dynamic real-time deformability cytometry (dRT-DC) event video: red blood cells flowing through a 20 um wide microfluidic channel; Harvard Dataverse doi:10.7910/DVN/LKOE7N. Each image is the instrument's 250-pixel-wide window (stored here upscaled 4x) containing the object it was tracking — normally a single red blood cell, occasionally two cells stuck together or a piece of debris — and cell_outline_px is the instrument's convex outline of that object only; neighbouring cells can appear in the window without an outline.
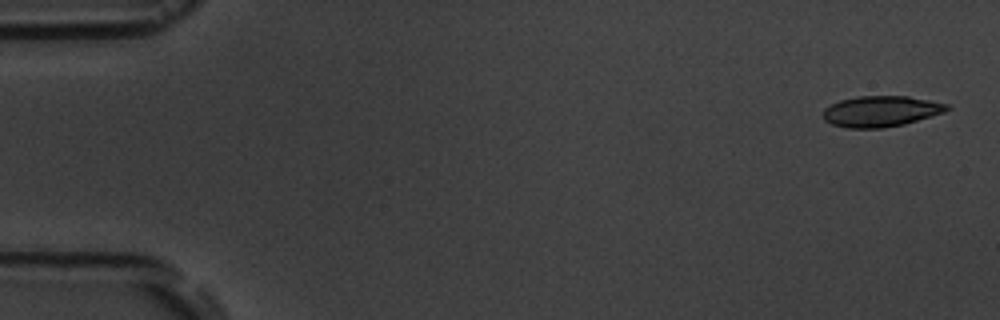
{"species": "common noctule bat (a hibernating species)", "species_latin": "Nyctalus noctula", "temperature_condition": "room temperature", "stored_images_in_passage": 15, "camera_frame_rate_fps": 3000, "um_per_image_px": 0.085, "animal": {"sex": "male", "body_mass_g": 19.5, "forearm_length_mm": 54.6}, "frame": {"image": 1, "passage_image": 1, "time_ms": 0.0, "image_size_px": [1000, 320], "cell_outline_px": [[952, 108], [944, 112], [904, 124], [880, 128], [848, 128], [832, 124], [824, 120], [824, 108], [840, 100], [856, 96], [908, 96], [948, 104]], "centroid_in_image_um": [74.88, 9.45], "position_along_channel_um": 10.1, "area_um2": 22.14}}
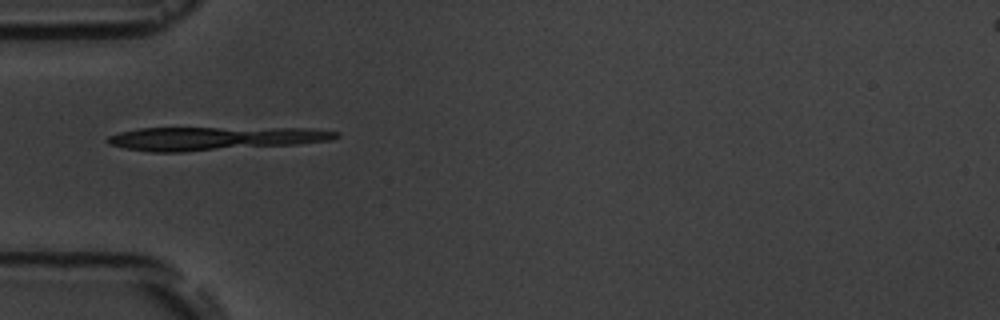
{"frame": {"image": 2, "passage_image": 5, "time_ms": 5.333, "image_size_px": [1000, 320], "cell_outline_px": [[340, 136], [332, 140], [296, 144], [184, 152], [152, 152], [124, 148], [108, 144], [104, 140], [108, 136], [120, 132], [140, 128], [308, 128], [340, 132]], "centroid_in_image_um": [18.21, 11.76], "position_along_channel_um": 66.8, "area_um2": 31.33}, "authors_computed_cell_mechanics": {"area_um2": 22.1374, "velocity_mm_per_s": 3.6057, "shape_relaxation_time_tau1_ms": 7.9034, "shape_relaxation_time_tau2_ms": null, "deformation_change_tau1": 0.156, "deformation_change_tau2": null}}